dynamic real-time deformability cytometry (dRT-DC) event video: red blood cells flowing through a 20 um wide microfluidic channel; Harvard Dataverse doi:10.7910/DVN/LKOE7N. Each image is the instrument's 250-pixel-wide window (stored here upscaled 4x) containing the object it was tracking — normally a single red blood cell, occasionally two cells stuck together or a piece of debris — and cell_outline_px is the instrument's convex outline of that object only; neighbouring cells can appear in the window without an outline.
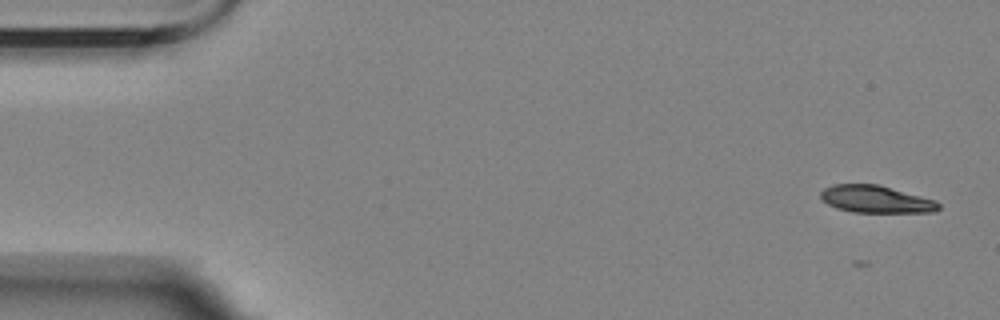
{"species": "Egyptian fruit bat (a non-hibernating species)", "species_latin": "Rousettus aegyptiacus", "temperature_condition": "room temperature", "stored_images_in_passage": 5, "camera_frame_rate_fps": 3000, "um_per_image_px": 0.085, "animal": {"sex": "female"}, "frame": {"image": 1, "passage_image": 1, "time_ms": 0.0, "image_size_px": [1000, 320], "cell_outline_px": [[940, 208], [936, 212], [852, 212], [836, 208], [828, 204], [820, 196], [820, 192], [824, 188], [832, 184], [876, 184], [936, 200], [940, 204]], "centroid_in_image_um": [74.45, 16.94], "position_along_channel_um": 10.6, "area_um2": 18.67}}